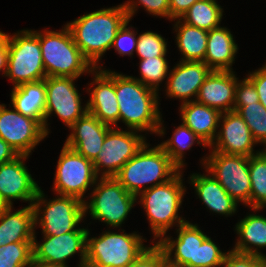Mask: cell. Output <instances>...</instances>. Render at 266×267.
Here are the masks:
<instances>
[{"label":"cell","mask_w":266,"mask_h":267,"mask_svg":"<svg viewBox=\"0 0 266 267\" xmlns=\"http://www.w3.org/2000/svg\"><path fill=\"white\" fill-rule=\"evenodd\" d=\"M115 92L119 105V121L122 120L128 130L140 133L147 131L164 136V121L158 103L159 92L129 75L117 72Z\"/></svg>","instance_id":"obj_1"},{"label":"cell","mask_w":266,"mask_h":267,"mask_svg":"<svg viewBox=\"0 0 266 267\" xmlns=\"http://www.w3.org/2000/svg\"><path fill=\"white\" fill-rule=\"evenodd\" d=\"M129 20L122 5L102 8L67 23L82 55L97 68L101 57L111 49L117 32Z\"/></svg>","instance_id":"obj_2"},{"label":"cell","mask_w":266,"mask_h":267,"mask_svg":"<svg viewBox=\"0 0 266 267\" xmlns=\"http://www.w3.org/2000/svg\"><path fill=\"white\" fill-rule=\"evenodd\" d=\"M149 146L146 142L114 176L129 193L136 196L169 181L180 171L159 144L152 148Z\"/></svg>","instance_id":"obj_3"},{"label":"cell","mask_w":266,"mask_h":267,"mask_svg":"<svg viewBox=\"0 0 266 267\" xmlns=\"http://www.w3.org/2000/svg\"><path fill=\"white\" fill-rule=\"evenodd\" d=\"M182 172L180 170L169 181L149 188L137 196H140L138 202L146 211L154 241L164 237L174 224L178 227L187 221L178 215L186 192Z\"/></svg>","instance_id":"obj_4"},{"label":"cell","mask_w":266,"mask_h":267,"mask_svg":"<svg viewBox=\"0 0 266 267\" xmlns=\"http://www.w3.org/2000/svg\"><path fill=\"white\" fill-rule=\"evenodd\" d=\"M40 46L46 77L79 78L94 67L75 44L69 27L40 31Z\"/></svg>","instance_id":"obj_5"},{"label":"cell","mask_w":266,"mask_h":267,"mask_svg":"<svg viewBox=\"0 0 266 267\" xmlns=\"http://www.w3.org/2000/svg\"><path fill=\"white\" fill-rule=\"evenodd\" d=\"M121 231L107 230L89 238L88 230L85 267H126L149 248L138 233Z\"/></svg>","instance_id":"obj_6"},{"label":"cell","mask_w":266,"mask_h":267,"mask_svg":"<svg viewBox=\"0 0 266 267\" xmlns=\"http://www.w3.org/2000/svg\"><path fill=\"white\" fill-rule=\"evenodd\" d=\"M8 46V77L13 87L46 78L40 46V31L24 29L13 36L3 32Z\"/></svg>","instance_id":"obj_7"},{"label":"cell","mask_w":266,"mask_h":267,"mask_svg":"<svg viewBox=\"0 0 266 267\" xmlns=\"http://www.w3.org/2000/svg\"><path fill=\"white\" fill-rule=\"evenodd\" d=\"M41 188L33 201L35 228L40 226L43 235H61L71 231H88L79 223L85 216L84 202L73 196L57 195L46 200ZM43 210V211H42Z\"/></svg>","instance_id":"obj_8"},{"label":"cell","mask_w":266,"mask_h":267,"mask_svg":"<svg viewBox=\"0 0 266 267\" xmlns=\"http://www.w3.org/2000/svg\"><path fill=\"white\" fill-rule=\"evenodd\" d=\"M91 196L84 201L85 215L104 222L107 226L118 228L127 219L137 196L129 193L114 177H99L94 184Z\"/></svg>","instance_id":"obj_9"},{"label":"cell","mask_w":266,"mask_h":267,"mask_svg":"<svg viewBox=\"0 0 266 267\" xmlns=\"http://www.w3.org/2000/svg\"><path fill=\"white\" fill-rule=\"evenodd\" d=\"M205 171L210 173L239 204L250 208L251 181L249 157L210 152L201 160Z\"/></svg>","instance_id":"obj_10"},{"label":"cell","mask_w":266,"mask_h":267,"mask_svg":"<svg viewBox=\"0 0 266 267\" xmlns=\"http://www.w3.org/2000/svg\"><path fill=\"white\" fill-rule=\"evenodd\" d=\"M60 151L52 189L57 195L73 196L84 202V194L99 178L94 164L65 144Z\"/></svg>","instance_id":"obj_11"},{"label":"cell","mask_w":266,"mask_h":267,"mask_svg":"<svg viewBox=\"0 0 266 267\" xmlns=\"http://www.w3.org/2000/svg\"><path fill=\"white\" fill-rule=\"evenodd\" d=\"M145 139L138 131L112 127L106 134L101 151L93 161L96 174L100 177H114L144 146Z\"/></svg>","instance_id":"obj_12"},{"label":"cell","mask_w":266,"mask_h":267,"mask_svg":"<svg viewBox=\"0 0 266 267\" xmlns=\"http://www.w3.org/2000/svg\"><path fill=\"white\" fill-rule=\"evenodd\" d=\"M77 78L46 77V107L44 131L48 136V120L51 114H56L60 120L71 127L79 118L88 112L87 103L82 106L81 96L75 86Z\"/></svg>","instance_id":"obj_13"},{"label":"cell","mask_w":266,"mask_h":267,"mask_svg":"<svg viewBox=\"0 0 266 267\" xmlns=\"http://www.w3.org/2000/svg\"><path fill=\"white\" fill-rule=\"evenodd\" d=\"M46 136L44 127L36 119L22 115L14 107L10 110L0 104V138L18 155H31Z\"/></svg>","instance_id":"obj_14"},{"label":"cell","mask_w":266,"mask_h":267,"mask_svg":"<svg viewBox=\"0 0 266 267\" xmlns=\"http://www.w3.org/2000/svg\"><path fill=\"white\" fill-rule=\"evenodd\" d=\"M88 231H71L61 235H43V242L32 243L33 258L53 264L68 265L67 260L79 253L78 267H85Z\"/></svg>","instance_id":"obj_15"},{"label":"cell","mask_w":266,"mask_h":267,"mask_svg":"<svg viewBox=\"0 0 266 267\" xmlns=\"http://www.w3.org/2000/svg\"><path fill=\"white\" fill-rule=\"evenodd\" d=\"M216 139L211 144V152L250 157L258 154L253 149L257 142L251 130L238 112L221 113ZM256 152V153H255Z\"/></svg>","instance_id":"obj_16"},{"label":"cell","mask_w":266,"mask_h":267,"mask_svg":"<svg viewBox=\"0 0 266 267\" xmlns=\"http://www.w3.org/2000/svg\"><path fill=\"white\" fill-rule=\"evenodd\" d=\"M27 155H19L14 160L0 165V199L6 206H12L14 200L33 204L39 185L32 178L24 161Z\"/></svg>","instance_id":"obj_17"},{"label":"cell","mask_w":266,"mask_h":267,"mask_svg":"<svg viewBox=\"0 0 266 267\" xmlns=\"http://www.w3.org/2000/svg\"><path fill=\"white\" fill-rule=\"evenodd\" d=\"M102 67L100 65L90 72L94 77L89 86H95L88 87L87 90L90 93V99L87 101L88 112L102 123L117 127L119 105L115 92V71L105 70Z\"/></svg>","instance_id":"obj_18"},{"label":"cell","mask_w":266,"mask_h":267,"mask_svg":"<svg viewBox=\"0 0 266 267\" xmlns=\"http://www.w3.org/2000/svg\"><path fill=\"white\" fill-rule=\"evenodd\" d=\"M177 238L162 237L155 242L164 252L167 261L181 266L197 267L198 245L208 237L197 224L189 221L178 226ZM174 254V255H173Z\"/></svg>","instance_id":"obj_19"},{"label":"cell","mask_w":266,"mask_h":267,"mask_svg":"<svg viewBox=\"0 0 266 267\" xmlns=\"http://www.w3.org/2000/svg\"><path fill=\"white\" fill-rule=\"evenodd\" d=\"M212 70L201 61H179L169 71L166 96L180 99L182 103L196 100L200 87Z\"/></svg>","instance_id":"obj_20"},{"label":"cell","mask_w":266,"mask_h":267,"mask_svg":"<svg viewBox=\"0 0 266 267\" xmlns=\"http://www.w3.org/2000/svg\"><path fill=\"white\" fill-rule=\"evenodd\" d=\"M111 128L87 112L69 128L71 133L64 144L93 162L101 151L106 134Z\"/></svg>","instance_id":"obj_21"},{"label":"cell","mask_w":266,"mask_h":267,"mask_svg":"<svg viewBox=\"0 0 266 267\" xmlns=\"http://www.w3.org/2000/svg\"><path fill=\"white\" fill-rule=\"evenodd\" d=\"M237 81L234 71L212 70L201 85L196 101L220 113L233 111Z\"/></svg>","instance_id":"obj_22"},{"label":"cell","mask_w":266,"mask_h":267,"mask_svg":"<svg viewBox=\"0 0 266 267\" xmlns=\"http://www.w3.org/2000/svg\"><path fill=\"white\" fill-rule=\"evenodd\" d=\"M12 206L0 210V246L14 242H33L35 233L34 209L25 206L15 212Z\"/></svg>","instance_id":"obj_23"},{"label":"cell","mask_w":266,"mask_h":267,"mask_svg":"<svg viewBox=\"0 0 266 267\" xmlns=\"http://www.w3.org/2000/svg\"><path fill=\"white\" fill-rule=\"evenodd\" d=\"M182 123L189 127L209 148L216 139L221 113L195 101L181 103Z\"/></svg>","instance_id":"obj_24"},{"label":"cell","mask_w":266,"mask_h":267,"mask_svg":"<svg viewBox=\"0 0 266 267\" xmlns=\"http://www.w3.org/2000/svg\"><path fill=\"white\" fill-rule=\"evenodd\" d=\"M195 188L197 197L213 213L226 217L236 213L238 203L226 192L220 183L210 174L193 173L189 179Z\"/></svg>","instance_id":"obj_25"},{"label":"cell","mask_w":266,"mask_h":267,"mask_svg":"<svg viewBox=\"0 0 266 267\" xmlns=\"http://www.w3.org/2000/svg\"><path fill=\"white\" fill-rule=\"evenodd\" d=\"M238 51L233 34L226 27L208 31L207 50L204 63L211 70L232 71V64Z\"/></svg>","instance_id":"obj_26"},{"label":"cell","mask_w":266,"mask_h":267,"mask_svg":"<svg viewBox=\"0 0 266 267\" xmlns=\"http://www.w3.org/2000/svg\"><path fill=\"white\" fill-rule=\"evenodd\" d=\"M11 105L19 113L36 119L44 127L46 107L45 79L13 87Z\"/></svg>","instance_id":"obj_27"},{"label":"cell","mask_w":266,"mask_h":267,"mask_svg":"<svg viewBox=\"0 0 266 267\" xmlns=\"http://www.w3.org/2000/svg\"><path fill=\"white\" fill-rule=\"evenodd\" d=\"M235 231L239 235L234 248L231 250L266 257L259 248L266 247V217L257 214H247L235 225ZM255 247V248H254Z\"/></svg>","instance_id":"obj_28"},{"label":"cell","mask_w":266,"mask_h":267,"mask_svg":"<svg viewBox=\"0 0 266 267\" xmlns=\"http://www.w3.org/2000/svg\"><path fill=\"white\" fill-rule=\"evenodd\" d=\"M176 45L183 55L181 61H204L207 50L208 31L191 26L180 18L173 19Z\"/></svg>","instance_id":"obj_29"},{"label":"cell","mask_w":266,"mask_h":267,"mask_svg":"<svg viewBox=\"0 0 266 267\" xmlns=\"http://www.w3.org/2000/svg\"><path fill=\"white\" fill-rule=\"evenodd\" d=\"M223 12L216 0H198L180 19L191 26L210 31L220 26Z\"/></svg>","instance_id":"obj_30"},{"label":"cell","mask_w":266,"mask_h":267,"mask_svg":"<svg viewBox=\"0 0 266 267\" xmlns=\"http://www.w3.org/2000/svg\"><path fill=\"white\" fill-rule=\"evenodd\" d=\"M173 135L170 139L162 141L159 145L169 155L172 162L180 169L183 170L186 163L183 160L184 150L191 149L192 145L198 144L203 147H207L203 141L187 126L183 123L175 127Z\"/></svg>","instance_id":"obj_31"},{"label":"cell","mask_w":266,"mask_h":267,"mask_svg":"<svg viewBox=\"0 0 266 267\" xmlns=\"http://www.w3.org/2000/svg\"><path fill=\"white\" fill-rule=\"evenodd\" d=\"M249 173L250 208L259 209L266 202V161L259 153L249 157Z\"/></svg>","instance_id":"obj_32"},{"label":"cell","mask_w":266,"mask_h":267,"mask_svg":"<svg viewBox=\"0 0 266 267\" xmlns=\"http://www.w3.org/2000/svg\"><path fill=\"white\" fill-rule=\"evenodd\" d=\"M168 64L166 56L140 59L139 70L141 77H131L158 92L160 90L159 84H162L163 80L167 79L169 75L170 67Z\"/></svg>","instance_id":"obj_33"},{"label":"cell","mask_w":266,"mask_h":267,"mask_svg":"<svg viewBox=\"0 0 266 267\" xmlns=\"http://www.w3.org/2000/svg\"><path fill=\"white\" fill-rule=\"evenodd\" d=\"M239 115L248 125L257 144L266 145V108L260 102L243 106Z\"/></svg>","instance_id":"obj_34"},{"label":"cell","mask_w":266,"mask_h":267,"mask_svg":"<svg viewBox=\"0 0 266 267\" xmlns=\"http://www.w3.org/2000/svg\"><path fill=\"white\" fill-rule=\"evenodd\" d=\"M33 242H14L0 246V267H27L33 257Z\"/></svg>","instance_id":"obj_35"},{"label":"cell","mask_w":266,"mask_h":267,"mask_svg":"<svg viewBox=\"0 0 266 267\" xmlns=\"http://www.w3.org/2000/svg\"><path fill=\"white\" fill-rule=\"evenodd\" d=\"M167 41L157 32L146 31L138 35L136 54L140 59L166 56Z\"/></svg>","instance_id":"obj_36"},{"label":"cell","mask_w":266,"mask_h":267,"mask_svg":"<svg viewBox=\"0 0 266 267\" xmlns=\"http://www.w3.org/2000/svg\"><path fill=\"white\" fill-rule=\"evenodd\" d=\"M138 2V3H136ZM142 5L145 11L153 16H160L170 20V1L169 0H137L127 1L121 4L128 14L129 19L135 15L138 5Z\"/></svg>","instance_id":"obj_37"},{"label":"cell","mask_w":266,"mask_h":267,"mask_svg":"<svg viewBox=\"0 0 266 267\" xmlns=\"http://www.w3.org/2000/svg\"><path fill=\"white\" fill-rule=\"evenodd\" d=\"M226 254L227 252H222L208 236L201 245H198L197 267H218Z\"/></svg>","instance_id":"obj_38"},{"label":"cell","mask_w":266,"mask_h":267,"mask_svg":"<svg viewBox=\"0 0 266 267\" xmlns=\"http://www.w3.org/2000/svg\"><path fill=\"white\" fill-rule=\"evenodd\" d=\"M129 22L130 19L126 21L117 32L111 47L114 48L116 53L120 56L127 55L132 57L134 50L136 51L138 36L136 37L137 34L135 33V30H132V26H128Z\"/></svg>","instance_id":"obj_39"},{"label":"cell","mask_w":266,"mask_h":267,"mask_svg":"<svg viewBox=\"0 0 266 267\" xmlns=\"http://www.w3.org/2000/svg\"><path fill=\"white\" fill-rule=\"evenodd\" d=\"M259 102V95L254 83L248 78L238 80L235 89V101L233 111L238 112L243 106Z\"/></svg>","instance_id":"obj_40"},{"label":"cell","mask_w":266,"mask_h":267,"mask_svg":"<svg viewBox=\"0 0 266 267\" xmlns=\"http://www.w3.org/2000/svg\"><path fill=\"white\" fill-rule=\"evenodd\" d=\"M218 267H265V258L230 250Z\"/></svg>","instance_id":"obj_41"},{"label":"cell","mask_w":266,"mask_h":267,"mask_svg":"<svg viewBox=\"0 0 266 267\" xmlns=\"http://www.w3.org/2000/svg\"><path fill=\"white\" fill-rule=\"evenodd\" d=\"M153 246H149L136 260L126 267H162L165 261L163 250L154 241Z\"/></svg>","instance_id":"obj_42"},{"label":"cell","mask_w":266,"mask_h":267,"mask_svg":"<svg viewBox=\"0 0 266 267\" xmlns=\"http://www.w3.org/2000/svg\"><path fill=\"white\" fill-rule=\"evenodd\" d=\"M247 77L254 83L259 102L266 108V63L256 71L250 72Z\"/></svg>","instance_id":"obj_43"},{"label":"cell","mask_w":266,"mask_h":267,"mask_svg":"<svg viewBox=\"0 0 266 267\" xmlns=\"http://www.w3.org/2000/svg\"><path fill=\"white\" fill-rule=\"evenodd\" d=\"M170 21L181 18V16L198 0H169Z\"/></svg>","instance_id":"obj_44"},{"label":"cell","mask_w":266,"mask_h":267,"mask_svg":"<svg viewBox=\"0 0 266 267\" xmlns=\"http://www.w3.org/2000/svg\"><path fill=\"white\" fill-rule=\"evenodd\" d=\"M8 69V46L7 39L4 37L3 32L0 31V72L6 76Z\"/></svg>","instance_id":"obj_45"},{"label":"cell","mask_w":266,"mask_h":267,"mask_svg":"<svg viewBox=\"0 0 266 267\" xmlns=\"http://www.w3.org/2000/svg\"><path fill=\"white\" fill-rule=\"evenodd\" d=\"M18 156L16 151L0 138V165L10 162Z\"/></svg>","instance_id":"obj_46"},{"label":"cell","mask_w":266,"mask_h":267,"mask_svg":"<svg viewBox=\"0 0 266 267\" xmlns=\"http://www.w3.org/2000/svg\"><path fill=\"white\" fill-rule=\"evenodd\" d=\"M27 267H69L68 265L53 264L32 257L30 264Z\"/></svg>","instance_id":"obj_47"},{"label":"cell","mask_w":266,"mask_h":267,"mask_svg":"<svg viewBox=\"0 0 266 267\" xmlns=\"http://www.w3.org/2000/svg\"><path fill=\"white\" fill-rule=\"evenodd\" d=\"M162 267H187V266L176 265V264H173V263H171L165 259Z\"/></svg>","instance_id":"obj_48"},{"label":"cell","mask_w":266,"mask_h":267,"mask_svg":"<svg viewBox=\"0 0 266 267\" xmlns=\"http://www.w3.org/2000/svg\"><path fill=\"white\" fill-rule=\"evenodd\" d=\"M264 149L262 150L261 149V151H259L258 153L265 159V161H266V145H264Z\"/></svg>","instance_id":"obj_49"},{"label":"cell","mask_w":266,"mask_h":267,"mask_svg":"<svg viewBox=\"0 0 266 267\" xmlns=\"http://www.w3.org/2000/svg\"><path fill=\"white\" fill-rule=\"evenodd\" d=\"M265 209L266 208V202L263 204V205H261L260 207H259V209H252V211H254V212H256V211H260V210H262V209Z\"/></svg>","instance_id":"obj_50"},{"label":"cell","mask_w":266,"mask_h":267,"mask_svg":"<svg viewBox=\"0 0 266 267\" xmlns=\"http://www.w3.org/2000/svg\"><path fill=\"white\" fill-rule=\"evenodd\" d=\"M4 206H6L2 201H1V199H0V210L4 207Z\"/></svg>","instance_id":"obj_51"}]
</instances>
